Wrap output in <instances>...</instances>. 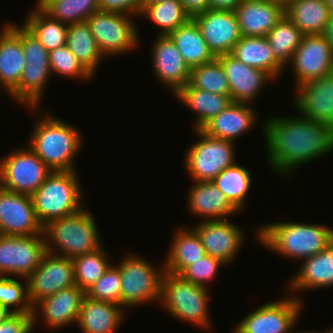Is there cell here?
I'll list each match as a JSON object with an SVG mask.
<instances>
[{"mask_svg":"<svg viewBox=\"0 0 333 333\" xmlns=\"http://www.w3.org/2000/svg\"><path fill=\"white\" fill-rule=\"evenodd\" d=\"M29 301L42 299L75 284L72 259L46 252L39 266L27 278Z\"/></svg>","mask_w":333,"mask_h":333,"instance_id":"5bb4252c","label":"cell"},{"mask_svg":"<svg viewBox=\"0 0 333 333\" xmlns=\"http://www.w3.org/2000/svg\"><path fill=\"white\" fill-rule=\"evenodd\" d=\"M325 4L329 7L331 13H333V0H324Z\"/></svg>","mask_w":333,"mask_h":333,"instance_id":"11a10c76","label":"cell"},{"mask_svg":"<svg viewBox=\"0 0 333 333\" xmlns=\"http://www.w3.org/2000/svg\"><path fill=\"white\" fill-rule=\"evenodd\" d=\"M296 111L333 128V72L305 82L294 89Z\"/></svg>","mask_w":333,"mask_h":333,"instance_id":"d6986e66","label":"cell"},{"mask_svg":"<svg viewBox=\"0 0 333 333\" xmlns=\"http://www.w3.org/2000/svg\"><path fill=\"white\" fill-rule=\"evenodd\" d=\"M32 332H34L32 313H13L0 322V333Z\"/></svg>","mask_w":333,"mask_h":333,"instance_id":"bcb514c9","label":"cell"},{"mask_svg":"<svg viewBox=\"0 0 333 333\" xmlns=\"http://www.w3.org/2000/svg\"><path fill=\"white\" fill-rule=\"evenodd\" d=\"M20 279L24 283L19 282ZM0 304L13 313H33L27 279L0 276Z\"/></svg>","mask_w":333,"mask_h":333,"instance_id":"b9f144b4","label":"cell"},{"mask_svg":"<svg viewBox=\"0 0 333 333\" xmlns=\"http://www.w3.org/2000/svg\"><path fill=\"white\" fill-rule=\"evenodd\" d=\"M78 172L52 171L31 195L36 217L45 227L53 220L73 215L86 205Z\"/></svg>","mask_w":333,"mask_h":333,"instance_id":"277c9868","label":"cell"},{"mask_svg":"<svg viewBox=\"0 0 333 333\" xmlns=\"http://www.w3.org/2000/svg\"><path fill=\"white\" fill-rule=\"evenodd\" d=\"M209 296L207 287L188 282L180 275L165 272L159 304L173 318L207 330L212 325Z\"/></svg>","mask_w":333,"mask_h":333,"instance_id":"8992f818","label":"cell"},{"mask_svg":"<svg viewBox=\"0 0 333 333\" xmlns=\"http://www.w3.org/2000/svg\"><path fill=\"white\" fill-rule=\"evenodd\" d=\"M100 10L139 16L141 0H99Z\"/></svg>","mask_w":333,"mask_h":333,"instance_id":"7dc6e473","label":"cell"},{"mask_svg":"<svg viewBox=\"0 0 333 333\" xmlns=\"http://www.w3.org/2000/svg\"><path fill=\"white\" fill-rule=\"evenodd\" d=\"M255 232L266 249L296 261L318 254L333 242V228L317 223L273 222L260 225Z\"/></svg>","mask_w":333,"mask_h":333,"instance_id":"7a4b0ae2","label":"cell"},{"mask_svg":"<svg viewBox=\"0 0 333 333\" xmlns=\"http://www.w3.org/2000/svg\"><path fill=\"white\" fill-rule=\"evenodd\" d=\"M185 11L191 16L209 9V0H180Z\"/></svg>","mask_w":333,"mask_h":333,"instance_id":"c3c4849f","label":"cell"},{"mask_svg":"<svg viewBox=\"0 0 333 333\" xmlns=\"http://www.w3.org/2000/svg\"><path fill=\"white\" fill-rule=\"evenodd\" d=\"M298 294L264 303L248 313L233 333H289L302 313L304 301Z\"/></svg>","mask_w":333,"mask_h":333,"instance_id":"7c38bea8","label":"cell"},{"mask_svg":"<svg viewBox=\"0 0 333 333\" xmlns=\"http://www.w3.org/2000/svg\"><path fill=\"white\" fill-rule=\"evenodd\" d=\"M285 15L304 35L322 34L331 12L324 0H292Z\"/></svg>","mask_w":333,"mask_h":333,"instance_id":"d6a6232c","label":"cell"},{"mask_svg":"<svg viewBox=\"0 0 333 333\" xmlns=\"http://www.w3.org/2000/svg\"><path fill=\"white\" fill-rule=\"evenodd\" d=\"M133 17L125 13L99 10L86 19L104 57L127 55L140 45L139 28Z\"/></svg>","mask_w":333,"mask_h":333,"instance_id":"30bf717a","label":"cell"},{"mask_svg":"<svg viewBox=\"0 0 333 333\" xmlns=\"http://www.w3.org/2000/svg\"><path fill=\"white\" fill-rule=\"evenodd\" d=\"M242 0H209L210 10L234 11Z\"/></svg>","mask_w":333,"mask_h":333,"instance_id":"681fc988","label":"cell"},{"mask_svg":"<svg viewBox=\"0 0 333 333\" xmlns=\"http://www.w3.org/2000/svg\"><path fill=\"white\" fill-rule=\"evenodd\" d=\"M321 333H333V327L330 329L325 330L324 332L322 331Z\"/></svg>","mask_w":333,"mask_h":333,"instance_id":"6f0895ef","label":"cell"},{"mask_svg":"<svg viewBox=\"0 0 333 333\" xmlns=\"http://www.w3.org/2000/svg\"><path fill=\"white\" fill-rule=\"evenodd\" d=\"M195 132L200 138L186 150L184 167L192 181H212L224 169L236 163V143L209 136L201 129Z\"/></svg>","mask_w":333,"mask_h":333,"instance_id":"9c48e42d","label":"cell"},{"mask_svg":"<svg viewBox=\"0 0 333 333\" xmlns=\"http://www.w3.org/2000/svg\"><path fill=\"white\" fill-rule=\"evenodd\" d=\"M12 314L13 312H11L7 307L0 304V322L6 320Z\"/></svg>","mask_w":333,"mask_h":333,"instance_id":"816d5d0a","label":"cell"},{"mask_svg":"<svg viewBox=\"0 0 333 333\" xmlns=\"http://www.w3.org/2000/svg\"><path fill=\"white\" fill-rule=\"evenodd\" d=\"M21 42L25 67L19 86L10 94L18 104L38 110L50 75L49 51L21 24Z\"/></svg>","mask_w":333,"mask_h":333,"instance_id":"ba28073f","label":"cell"},{"mask_svg":"<svg viewBox=\"0 0 333 333\" xmlns=\"http://www.w3.org/2000/svg\"><path fill=\"white\" fill-rule=\"evenodd\" d=\"M303 36L304 34L286 15L266 35L275 59L284 68L289 65Z\"/></svg>","mask_w":333,"mask_h":333,"instance_id":"74e56055","label":"cell"},{"mask_svg":"<svg viewBox=\"0 0 333 333\" xmlns=\"http://www.w3.org/2000/svg\"><path fill=\"white\" fill-rule=\"evenodd\" d=\"M192 18L198 24L202 37L215 58L231 54L242 37L235 11L208 9Z\"/></svg>","mask_w":333,"mask_h":333,"instance_id":"e0dca14e","label":"cell"},{"mask_svg":"<svg viewBox=\"0 0 333 333\" xmlns=\"http://www.w3.org/2000/svg\"><path fill=\"white\" fill-rule=\"evenodd\" d=\"M46 252L44 234H0V276L27 279L39 266Z\"/></svg>","mask_w":333,"mask_h":333,"instance_id":"4fadbf2b","label":"cell"},{"mask_svg":"<svg viewBox=\"0 0 333 333\" xmlns=\"http://www.w3.org/2000/svg\"><path fill=\"white\" fill-rule=\"evenodd\" d=\"M121 273L120 305L127 310L135 306L160 302L162 279L165 267H155L144 257L135 253L126 254L119 265Z\"/></svg>","mask_w":333,"mask_h":333,"instance_id":"52a82bcc","label":"cell"},{"mask_svg":"<svg viewBox=\"0 0 333 333\" xmlns=\"http://www.w3.org/2000/svg\"><path fill=\"white\" fill-rule=\"evenodd\" d=\"M322 35L326 37L327 41L329 42L333 50V13H331L329 21L327 22Z\"/></svg>","mask_w":333,"mask_h":333,"instance_id":"f907efd6","label":"cell"},{"mask_svg":"<svg viewBox=\"0 0 333 333\" xmlns=\"http://www.w3.org/2000/svg\"><path fill=\"white\" fill-rule=\"evenodd\" d=\"M231 55L248 66L269 73L276 80L284 73L285 68L275 59L266 37L242 36Z\"/></svg>","mask_w":333,"mask_h":333,"instance_id":"4dcf8cb0","label":"cell"},{"mask_svg":"<svg viewBox=\"0 0 333 333\" xmlns=\"http://www.w3.org/2000/svg\"><path fill=\"white\" fill-rule=\"evenodd\" d=\"M266 120L262 133L267 161L276 174L288 176L304 164L333 152V128L330 125L300 114L275 115Z\"/></svg>","mask_w":333,"mask_h":333,"instance_id":"6da1fadb","label":"cell"},{"mask_svg":"<svg viewBox=\"0 0 333 333\" xmlns=\"http://www.w3.org/2000/svg\"><path fill=\"white\" fill-rule=\"evenodd\" d=\"M188 85L204 91L230 96V87L221 63L212 62L190 69Z\"/></svg>","mask_w":333,"mask_h":333,"instance_id":"60d3db41","label":"cell"},{"mask_svg":"<svg viewBox=\"0 0 333 333\" xmlns=\"http://www.w3.org/2000/svg\"><path fill=\"white\" fill-rule=\"evenodd\" d=\"M0 234L26 236L44 234L30 195L0 186Z\"/></svg>","mask_w":333,"mask_h":333,"instance_id":"2e32d148","label":"cell"},{"mask_svg":"<svg viewBox=\"0 0 333 333\" xmlns=\"http://www.w3.org/2000/svg\"><path fill=\"white\" fill-rule=\"evenodd\" d=\"M85 296L84 290L73 285L42 299L33 306V327L42 317L49 329H62L76 324Z\"/></svg>","mask_w":333,"mask_h":333,"instance_id":"ffe728a7","label":"cell"},{"mask_svg":"<svg viewBox=\"0 0 333 333\" xmlns=\"http://www.w3.org/2000/svg\"><path fill=\"white\" fill-rule=\"evenodd\" d=\"M36 5L50 18L67 25L85 22L100 10L99 0H37Z\"/></svg>","mask_w":333,"mask_h":333,"instance_id":"8d00e7d4","label":"cell"},{"mask_svg":"<svg viewBox=\"0 0 333 333\" xmlns=\"http://www.w3.org/2000/svg\"><path fill=\"white\" fill-rule=\"evenodd\" d=\"M289 64L296 82L295 89L333 72V50L322 34L304 35Z\"/></svg>","mask_w":333,"mask_h":333,"instance_id":"9a60e30c","label":"cell"},{"mask_svg":"<svg viewBox=\"0 0 333 333\" xmlns=\"http://www.w3.org/2000/svg\"><path fill=\"white\" fill-rule=\"evenodd\" d=\"M121 273L113 264L107 271L85 292L90 299L112 302L120 305Z\"/></svg>","mask_w":333,"mask_h":333,"instance_id":"ee69618b","label":"cell"},{"mask_svg":"<svg viewBox=\"0 0 333 333\" xmlns=\"http://www.w3.org/2000/svg\"><path fill=\"white\" fill-rule=\"evenodd\" d=\"M270 2L281 5L286 8L292 0H269Z\"/></svg>","mask_w":333,"mask_h":333,"instance_id":"f5cc1de1","label":"cell"},{"mask_svg":"<svg viewBox=\"0 0 333 333\" xmlns=\"http://www.w3.org/2000/svg\"><path fill=\"white\" fill-rule=\"evenodd\" d=\"M24 67L21 25L8 22L0 31V88L10 95L19 86Z\"/></svg>","mask_w":333,"mask_h":333,"instance_id":"603a6c76","label":"cell"},{"mask_svg":"<svg viewBox=\"0 0 333 333\" xmlns=\"http://www.w3.org/2000/svg\"><path fill=\"white\" fill-rule=\"evenodd\" d=\"M49 63L51 73L62 77L77 78V80L78 78L80 80H89L93 77L69 50L67 45L49 51Z\"/></svg>","mask_w":333,"mask_h":333,"instance_id":"7bdbcfd3","label":"cell"},{"mask_svg":"<svg viewBox=\"0 0 333 333\" xmlns=\"http://www.w3.org/2000/svg\"><path fill=\"white\" fill-rule=\"evenodd\" d=\"M126 310L121 305L85 296L76 325L82 333H116Z\"/></svg>","mask_w":333,"mask_h":333,"instance_id":"83f0119b","label":"cell"},{"mask_svg":"<svg viewBox=\"0 0 333 333\" xmlns=\"http://www.w3.org/2000/svg\"><path fill=\"white\" fill-rule=\"evenodd\" d=\"M37 119L28 139L34 153L52 171H73L75 158L83 146L81 131L74 125L55 117L49 110ZM42 118V119H41ZM80 131V132H79Z\"/></svg>","mask_w":333,"mask_h":333,"instance_id":"3957f363","label":"cell"},{"mask_svg":"<svg viewBox=\"0 0 333 333\" xmlns=\"http://www.w3.org/2000/svg\"><path fill=\"white\" fill-rule=\"evenodd\" d=\"M251 178L249 169L236 162L233 166L224 169L212 182L240 213L247 204L246 198L251 188Z\"/></svg>","mask_w":333,"mask_h":333,"instance_id":"d590c367","label":"cell"},{"mask_svg":"<svg viewBox=\"0 0 333 333\" xmlns=\"http://www.w3.org/2000/svg\"><path fill=\"white\" fill-rule=\"evenodd\" d=\"M51 172L28 145L0 158V185L15 193L31 196Z\"/></svg>","mask_w":333,"mask_h":333,"instance_id":"8fae6325","label":"cell"},{"mask_svg":"<svg viewBox=\"0 0 333 333\" xmlns=\"http://www.w3.org/2000/svg\"><path fill=\"white\" fill-rule=\"evenodd\" d=\"M109 258L105 246L73 258L75 284L86 292L113 264Z\"/></svg>","mask_w":333,"mask_h":333,"instance_id":"ab89813d","label":"cell"},{"mask_svg":"<svg viewBox=\"0 0 333 333\" xmlns=\"http://www.w3.org/2000/svg\"><path fill=\"white\" fill-rule=\"evenodd\" d=\"M152 68L156 79L175 95L189 81L190 68L168 36H157L152 43Z\"/></svg>","mask_w":333,"mask_h":333,"instance_id":"44dd1931","label":"cell"},{"mask_svg":"<svg viewBox=\"0 0 333 333\" xmlns=\"http://www.w3.org/2000/svg\"><path fill=\"white\" fill-rule=\"evenodd\" d=\"M88 206L43 227L47 252L73 259L104 246L95 219L87 210Z\"/></svg>","mask_w":333,"mask_h":333,"instance_id":"5b68a950","label":"cell"},{"mask_svg":"<svg viewBox=\"0 0 333 333\" xmlns=\"http://www.w3.org/2000/svg\"><path fill=\"white\" fill-rule=\"evenodd\" d=\"M216 59L224 69L233 102L254 104L259 93H261L260 91L264 88L263 85L270 80L275 81L269 73L248 66L238 61L231 54L221 55L216 57Z\"/></svg>","mask_w":333,"mask_h":333,"instance_id":"7402d4cb","label":"cell"},{"mask_svg":"<svg viewBox=\"0 0 333 333\" xmlns=\"http://www.w3.org/2000/svg\"><path fill=\"white\" fill-rule=\"evenodd\" d=\"M28 13L22 25L48 50L63 47L67 43L68 25L50 18L37 5Z\"/></svg>","mask_w":333,"mask_h":333,"instance_id":"e575fe53","label":"cell"},{"mask_svg":"<svg viewBox=\"0 0 333 333\" xmlns=\"http://www.w3.org/2000/svg\"><path fill=\"white\" fill-rule=\"evenodd\" d=\"M175 43L185 64L191 69L212 62L215 57L208 49L198 24L190 18L168 35Z\"/></svg>","mask_w":333,"mask_h":333,"instance_id":"1f68e13d","label":"cell"},{"mask_svg":"<svg viewBox=\"0 0 333 333\" xmlns=\"http://www.w3.org/2000/svg\"><path fill=\"white\" fill-rule=\"evenodd\" d=\"M250 103L232 102L208 121L201 130L209 136L236 142L256 124L257 112Z\"/></svg>","mask_w":333,"mask_h":333,"instance_id":"4316f807","label":"cell"},{"mask_svg":"<svg viewBox=\"0 0 333 333\" xmlns=\"http://www.w3.org/2000/svg\"><path fill=\"white\" fill-rule=\"evenodd\" d=\"M196 224L192 227L199 235L205 253L227 266L232 263L246 238L245 231L230 219L199 221Z\"/></svg>","mask_w":333,"mask_h":333,"instance_id":"ac0fdd59","label":"cell"},{"mask_svg":"<svg viewBox=\"0 0 333 333\" xmlns=\"http://www.w3.org/2000/svg\"><path fill=\"white\" fill-rule=\"evenodd\" d=\"M66 45L84 68L94 76L99 63L105 57L86 21L68 25Z\"/></svg>","mask_w":333,"mask_h":333,"instance_id":"836d02e7","label":"cell"},{"mask_svg":"<svg viewBox=\"0 0 333 333\" xmlns=\"http://www.w3.org/2000/svg\"><path fill=\"white\" fill-rule=\"evenodd\" d=\"M283 291L304 292L333 286V242L323 251L302 261Z\"/></svg>","mask_w":333,"mask_h":333,"instance_id":"484cf974","label":"cell"},{"mask_svg":"<svg viewBox=\"0 0 333 333\" xmlns=\"http://www.w3.org/2000/svg\"><path fill=\"white\" fill-rule=\"evenodd\" d=\"M223 266L226 267V264L221 260L205 254L201 259L188 266L180 276L188 282L207 287L217 277L219 268L221 269Z\"/></svg>","mask_w":333,"mask_h":333,"instance_id":"f6af8a7d","label":"cell"},{"mask_svg":"<svg viewBox=\"0 0 333 333\" xmlns=\"http://www.w3.org/2000/svg\"><path fill=\"white\" fill-rule=\"evenodd\" d=\"M241 36L266 37L285 15V8L269 0H242L235 8Z\"/></svg>","mask_w":333,"mask_h":333,"instance_id":"cb8c5ba5","label":"cell"},{"mask_svg":"<svg viewBox=\"0 0 333 333\" xmlns=\"http://www.w3.org/2000/svg\"><path fill=\"white\" fill-rule=\"evenodd\" d=\"M165 257V271L180 275L193 262L201 259L206 253L201 239L193 227L180 228L175 231Z\"/></svg>","mask_w":333,"mask_h":333,"instance_id":"f1b7e54d","label":"cell"},{"mask_svg":"<svg viewBox=\"0 0 333 333\" xmlns=\"http://www.w3.org/2000/svg\"><path fill=\"white\" fill-rule=\"evenodd\" d=\"M174 97L195 114L194 130L201 129L208 121L226 109L233 101L231 96H225L186 84Z\"/></svg>","mask_w":333,"mask_h":333,"instance_id":"f546056e","label":"cell"},{"mask_svg":"<svg viewBox=\"0 0 333 333\" xmlns=\"http://www.w3.org/2000/svg\"><path fill=\"white\" fill-rule=\"evenodd\" d=\"M160 1H165V0H141V10L148 4H153Z\"/></svg>","mask_w":333,"mask_h":333,"instance_id":"db71d44e","label":"cell"},{"mask_svg":"<svg viewBox=\"0 0 333 333\" xmlns=\"http://www.w3.org/2000/svg\"><path fill=\"white\" fill-rule=\"evenodd\" d=\"M149 18L158 29L159 36L169 35L180 25L192 18L184 9L180 0H165L146 5L139 16Z\"/></svg>","mask_w":333,"mask_h":333,"instance_id":"f35d334b","label":"cell"},{"mask_svg":"<svg viewBox=\"0 0 333 333\" xmlns=\"http://www.w3.org/2000/svg\"><path fill=\"white\" fill-rule=\"evenodd\" d=\"M193 185L188 193L187 208L189 213L203 221L228 219L238 210L212 181H191ZM203 218V219H202Z\"/></svg>","mask_w":333,"mask_h":333,"instance_id":"d4e9b609","label":"cell"},{"mask_svg":"<svg viewBox=\"0 0 333 333\" xmlns=\"http://www.w3.org/2000/svg\"><path fill=\"white\" fill-rule=\"evenodd\" d=\"M290 333H321V332H318V331L316 332V331H313V330H311V331H305L304 330V331H300V332L299 331L298 332L297 331L296 332L291 331Z\"/></svg>","mask_w":333,"mask_h":333,"instance_id":"9f6ffc18","label":"cell"}]
</instances>
